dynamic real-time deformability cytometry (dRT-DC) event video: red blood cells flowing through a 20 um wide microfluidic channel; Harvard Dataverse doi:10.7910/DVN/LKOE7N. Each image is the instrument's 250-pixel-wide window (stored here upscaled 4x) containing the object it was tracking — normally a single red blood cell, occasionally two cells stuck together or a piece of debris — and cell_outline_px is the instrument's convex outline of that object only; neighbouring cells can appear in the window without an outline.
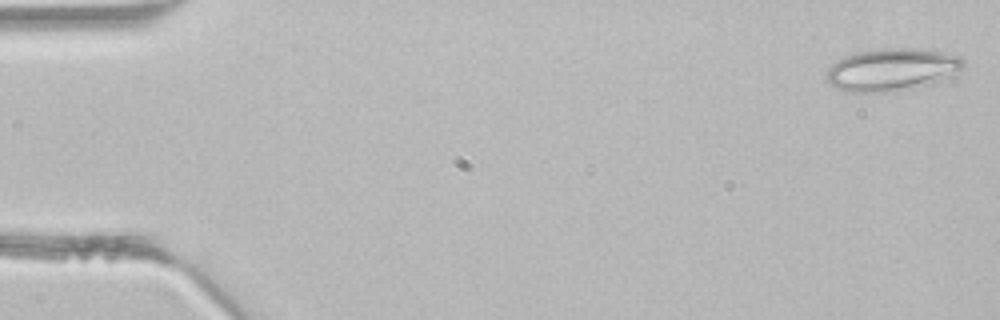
{"species": "common noctule bat (a hibernating species)", "species_latin": "Nyctalus noctula", "temperature_condition": "room temperature", "stored_images_in_passage": 13, "camera_frame_rate_fps": 3000, "um_per_image_px": 0.085, "animal": {"sex": "male", "body_mass_g": 21.5, "forearm_length_mm": 52.0}, "frame": {"image": 1, "passage_image": 1, "time_ms": 0.0, "image_size_px": [1000, 320], "cell_outline_px": [[964, 68], [932, 84], [896, 92], [848, 92], [836, 88], [828, 80], [828, 68], [832, 64], [844, 56], [856, 52], [872, 48], [920, 48], [944, 52], [956, 56], [964, 60]], "centroid_in_image_um": [75.81, 5.91], "position_along_channel_um": 9.2, "area_um2": 34.1}}